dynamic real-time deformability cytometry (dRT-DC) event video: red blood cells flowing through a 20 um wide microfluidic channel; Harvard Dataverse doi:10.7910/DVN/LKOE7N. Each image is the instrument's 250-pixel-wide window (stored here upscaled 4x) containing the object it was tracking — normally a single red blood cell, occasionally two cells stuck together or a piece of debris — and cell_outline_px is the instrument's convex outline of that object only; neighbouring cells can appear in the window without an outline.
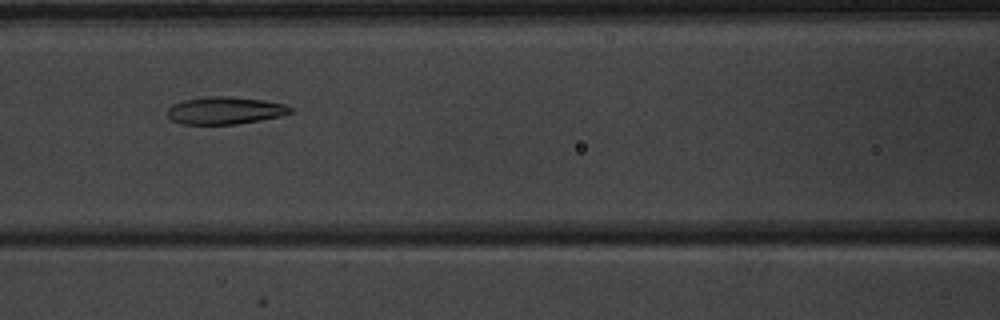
{"species": "common noctule bat (a hibernating species)", "species_latin": "Nyctalus noctula", "temperature_condition": "warm", "stored_images_in_passage": 5, "segment_of_instrument_passage": [1, 2], "camera_frame_rate_fps": 3000, "um_per_image_px": 0.085, "animal": {"sex": "male", "body_mass_g": 20.1, "forearm_length_mm": 53.5}, "frame": {"image": 1, "passage_image": 3, "time_ms": 2.333, "image_size_px": [1000, 320], "cell_outline_px": [[292, 112], [280, 116], [260, 120], [236, 124], [180, 124], [172, 120], [168, 116], [168, 108], [172, 104], [184, 100], [208, 96], [232, 96], [264, 100], [284, 104], [292, 108]], "centroid_in_image_um": [19.11, 9.39], "position_along_channel_um": 147.5, "area_um2": 19.65}}
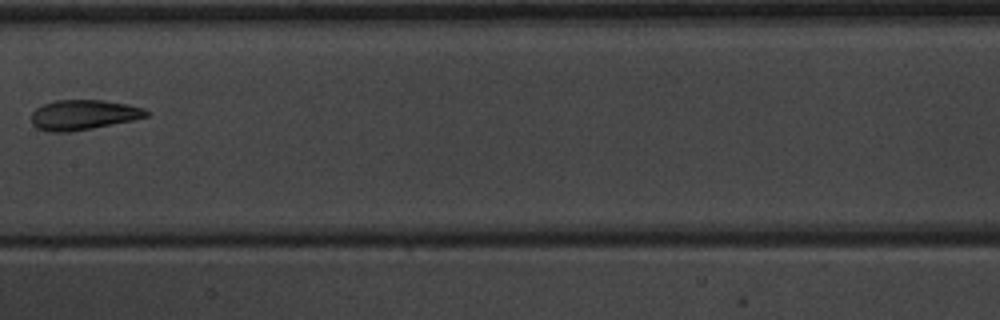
{"frame": {"image": 2, "passage_image": 4, "time_ms": 3.667, "image_size_px": [1000, 320], "cell_outline_px": [[148, 116], [132, 120], [92, 128], [68, 132], [48, 132], [36, 128], [32, 124], [32, 112], [36, 108], [44, 104], [56, 100], [100, 100], [128, 104], [144, 108], [148, 112]], "centroid_in_image_um": [7.06, 9.76], "position_along_channel_um": 200.3, "area_um2": 20.0}}